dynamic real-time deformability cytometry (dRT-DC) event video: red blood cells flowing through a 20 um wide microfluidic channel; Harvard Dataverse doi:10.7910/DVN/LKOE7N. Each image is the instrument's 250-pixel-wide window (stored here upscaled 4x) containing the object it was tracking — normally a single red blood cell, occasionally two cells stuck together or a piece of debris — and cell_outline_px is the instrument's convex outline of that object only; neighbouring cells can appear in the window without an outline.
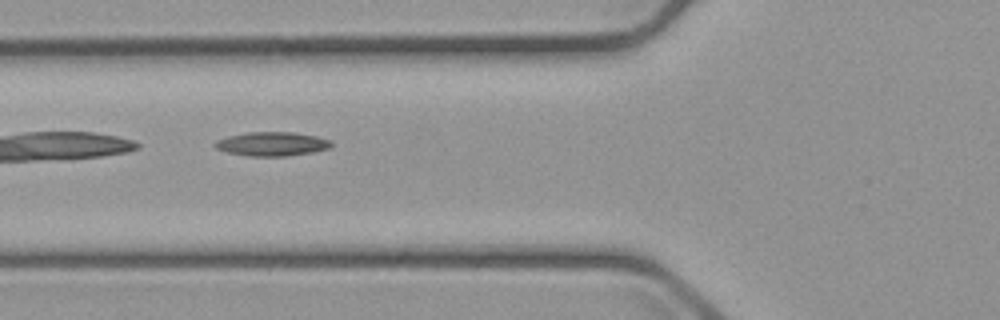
{"species": "common noctule bat (a hibernating species)", "species_latin": "Nyctalus noctula", "temperature_condition": "cold", "stored_images_in_passage": 5, "camera_frame_rate_fps": 3000, "um_per_image_px": 0.085, "animal": {"sex": "male", "body_mass_g": 23.1, "forearm_length_mm": 52.7}, "frame": {"image": 1, "passage_image": 4, "time_ms": 3.667, "image_size_px": [1000, 320], "cell_outline_px": [[332, 144], [328, 148], [312, 152], [288, 156], [248, 156], [228, 152], [216, 148], [216, 144], [220, 140], [228, 136], [248, 132], [292, 132], [316, 136], [332, 140]], "centroid_in_image_um": [23.17, 12.23], "position_along_channel_um": 102.6, "area_um2": 16.01}}
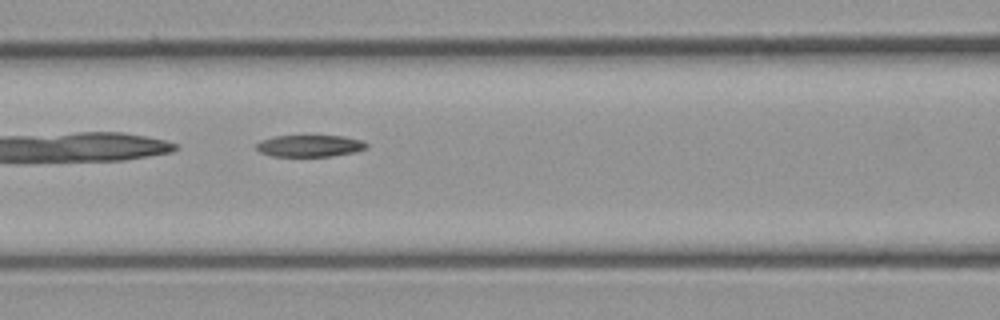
{"frame": {"image": 2, "passage_image": 5, "time_ms": 4.667, "image_size_px": [1000, 320], "cell_outline_px": [[368, 148], [356, 152], [332, 156], [272, 156], [260, 152], [256, 148], [256, 144], [260, 140], [276, 136], [344, 136], [360, 140], [368, 144]], "centroid_in_image_um": [26.34, 12.4], "position_along_channel_um": 140.3, "area_um2": 13.99}}